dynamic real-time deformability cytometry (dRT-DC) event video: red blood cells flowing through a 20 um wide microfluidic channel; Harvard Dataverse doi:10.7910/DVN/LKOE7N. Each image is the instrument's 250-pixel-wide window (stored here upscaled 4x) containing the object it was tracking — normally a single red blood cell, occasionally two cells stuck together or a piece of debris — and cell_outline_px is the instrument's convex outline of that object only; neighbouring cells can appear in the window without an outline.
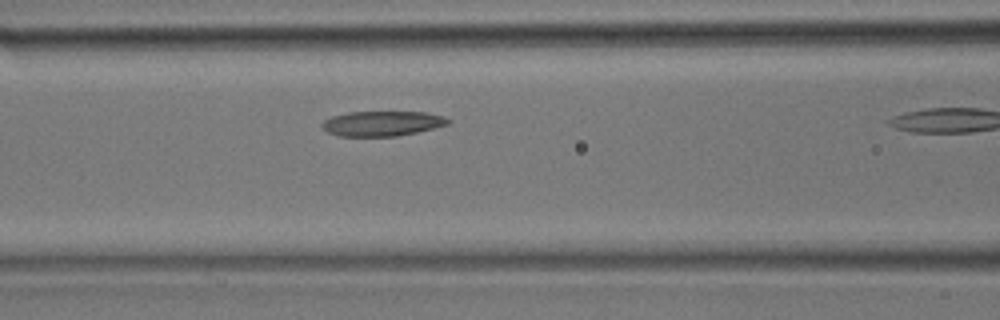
{"species": "common noctule bat (a hibernating species)", "species_latin": "Nyctalus noctula", "temperature_condition": "room temperature", "stored_images_in_passage": 10, "camera_frame_rate_fps": 3000, "um_per_image_px": 0.085, "animal": {"sex": "male", "body_mass_g": 17.9}, "frame": {"image": 1, "passage_image": 7, "time_ms": 2.0, "image_size_px": [1000, 320], "cell_outline_px": [[452, 120], [448, 124], [416, 132], [396, 136], [336, 136], [328, 132], [320, 124], [324, 120], [332, 116], [348, 112], [424, 112], [444, 116]], "centroid_in_image_um": [32.47, 10.49], "position_along_channel_um": 134.1, "area_um2": 18.26}}
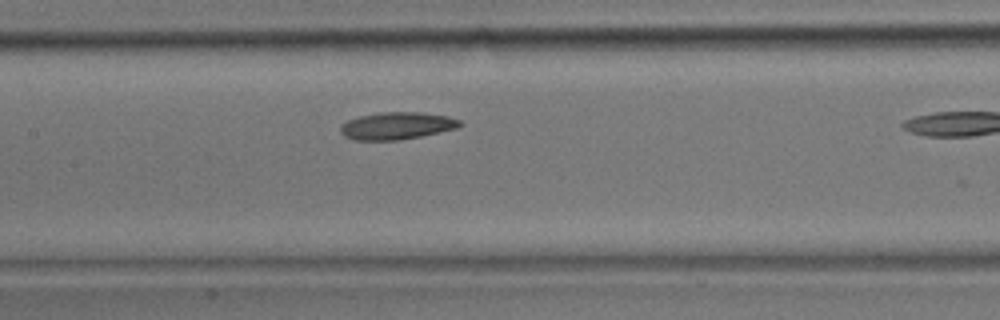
{"frame": {"image": 2, "passage_image": 9, "time_ms": 2.667, "image_size_px": [1000, 320], "cell_outline_px": [[464, 124], [460, 128], [400, 140], [352, 140], [344, 136], [340, 132], [340, 124], [348, 120], [360, 116], [380, 112], [420, 112], [448, 116], [460, 120]], "centroid_in_image_um": [33.74, 10.69], "position_along_channel_um": 173.7, "area_um2": 19.19}}